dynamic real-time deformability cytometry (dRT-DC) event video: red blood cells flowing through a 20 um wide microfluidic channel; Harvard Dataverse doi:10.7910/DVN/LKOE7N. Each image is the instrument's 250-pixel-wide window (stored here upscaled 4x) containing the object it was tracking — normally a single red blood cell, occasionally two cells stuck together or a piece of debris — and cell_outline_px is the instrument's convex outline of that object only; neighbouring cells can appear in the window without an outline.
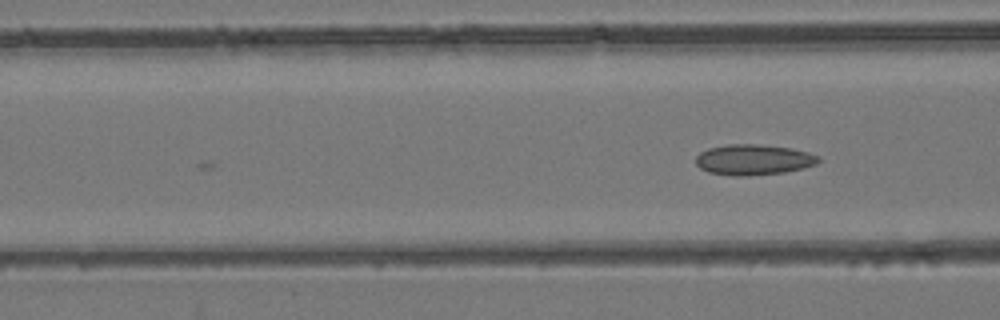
{"species": "common noctule bat (a hibernating species)", "species_latin": "Nyctalus noctula", "temperature_condition": "room temperature", "stored_images_in_passage": 13, "camera_frame_rate_fps": 3000, "um_per_image_px": 0.085, "animal": {"sex": "female", "body_mass_g": 24.6, "forearm_length_mm": 56.2}, "frame": {"image": 1, "passage_image": 13, "time_ms": 4.0, "image_size_px": [1000, 320], "cell_outline_px": [[820, 160], [816, 164], [804, 168], [784, 172], [748, 176], [732, 176], [708, 172], [700, 168], [696, 164], [696, 156], [700, 152], [708, 148], [728, 144], [756, 144], [792, 148], [808, 152], [820, 156]], "centroid_in_image_um": [64.05, 13.57], "position_along_channel_um": 102.6, "area_um2": 22.02}}